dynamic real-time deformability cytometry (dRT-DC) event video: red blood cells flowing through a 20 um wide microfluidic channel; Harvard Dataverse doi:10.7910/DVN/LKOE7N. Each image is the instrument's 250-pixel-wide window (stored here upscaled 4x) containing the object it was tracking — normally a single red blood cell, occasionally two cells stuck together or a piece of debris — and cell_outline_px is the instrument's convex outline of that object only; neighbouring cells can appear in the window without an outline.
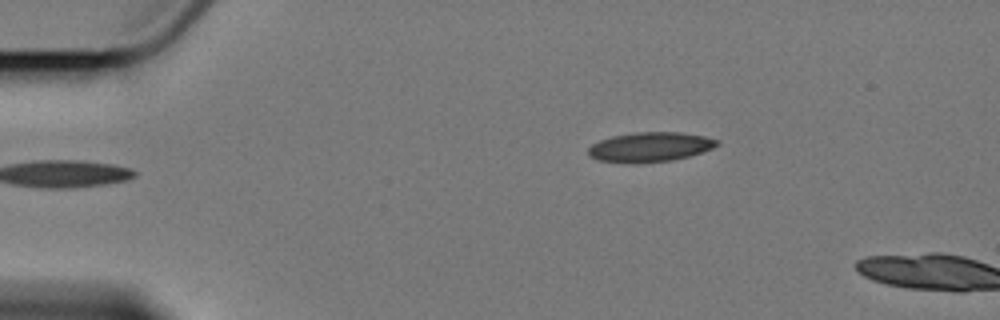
{"species": "Egyptian fruit bat (a non-hibernating species)", "species_latin": "Rousettus aegyptiacus", "temperature_condition": "cold", "stored_images_in_passage": 2, "camera_frame_rate_fps": 3000, "um_per_image_px": 0.085, "animal": {"sex": "female"}, "frame": {"image": 1, "passage_image": 1, "time_ms": 0.0, "image_size_px": [1000, 320], "cell_outline_px": [[720, 144], [712, 148], [688, 156], [672, 160], [636, 164], [596, 160], [588, 156], [588, 148], [592, 144], [600, 140], [612, 136], [636, 132], [680, 132], [704, 136], [720, 140]], "centroid_in_image_um": [55.22, 12.5], "position_along_channel_um": 29.8, "area_um2": 22.37}}